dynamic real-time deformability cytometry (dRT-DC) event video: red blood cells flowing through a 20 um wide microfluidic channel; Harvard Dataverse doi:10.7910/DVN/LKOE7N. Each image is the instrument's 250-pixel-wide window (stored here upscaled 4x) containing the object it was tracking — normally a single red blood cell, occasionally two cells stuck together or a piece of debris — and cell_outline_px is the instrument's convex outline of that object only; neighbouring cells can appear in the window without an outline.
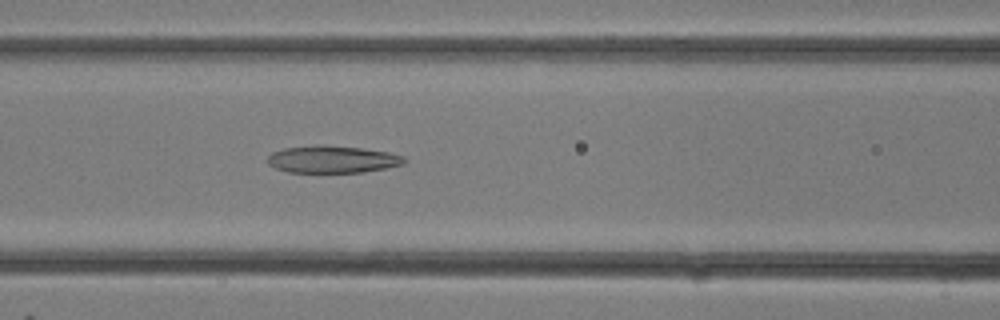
{"species": "common noctule bat (a hibernating species)", "species_latin": "Nyctalus noctula", "temperature_condition": "room temperature", "stored_images_in_passage": 12, "camera_frame_rate_fps": 3000, "um_per_image_px": 0.085, "animal": {"sex": "female"}, "frame": {"image": 1, "passage_image": 12, "time_ms": 3.667, "image_size_px": [1000, 320], "cell_outline_px": [[408, 160], [404, 164], [364, 172], [288, 172], [276, 168], [268, 164], [268, 156], [272, 152], [284, 148], [312, 144], [324, 144], [360, 148], [388, 152], [404, 156]], "centroid_in_image_um": [28.25, 13.53], "position_along_channel_um": 138.4, "area_um2": 21.85}}